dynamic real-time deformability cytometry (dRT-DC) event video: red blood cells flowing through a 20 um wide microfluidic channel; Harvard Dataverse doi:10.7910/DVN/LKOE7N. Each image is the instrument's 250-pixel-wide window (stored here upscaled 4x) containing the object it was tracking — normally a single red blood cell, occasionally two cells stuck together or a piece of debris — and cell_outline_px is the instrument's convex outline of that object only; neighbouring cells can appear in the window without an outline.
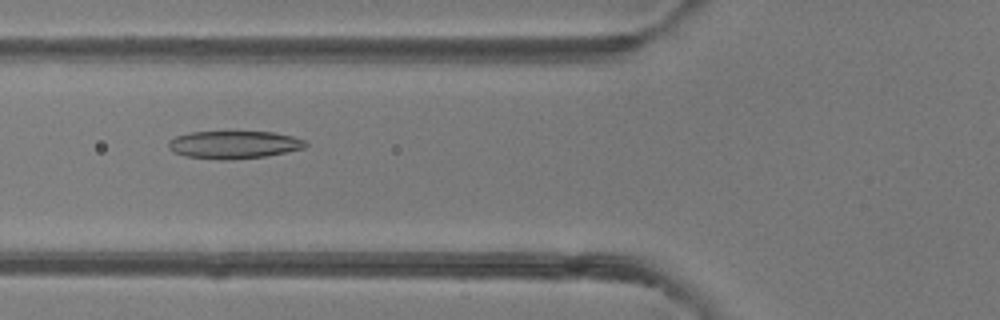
{"species": "common noctule bat (a hibernating species)", "species_latin": "Nyctalus noctula", "temperature_condition": "room temperature", "stored_images_in_passage": 4, "camera_frame_rate_fps": 3000, "um_per_image_px": 0.085, "animal": {"sex": "female"}, "frame": {"image": 1, "passage_image": 4, "time_ms": 3.333, "image_size_px": [1000, 320], "cell_outline_px": [[308, 144], [304, 148], [264, 156], [228, 160], [188, 156], [172, 152], [168, 148], [168, 144], [176, 136], [192, 132], [272, 132], [292, 136], [304, 140]], "centroid_in_image_um": [19.89, 12.29], "position_along_channel_um": 105.9, "area_um2": 21.73}}